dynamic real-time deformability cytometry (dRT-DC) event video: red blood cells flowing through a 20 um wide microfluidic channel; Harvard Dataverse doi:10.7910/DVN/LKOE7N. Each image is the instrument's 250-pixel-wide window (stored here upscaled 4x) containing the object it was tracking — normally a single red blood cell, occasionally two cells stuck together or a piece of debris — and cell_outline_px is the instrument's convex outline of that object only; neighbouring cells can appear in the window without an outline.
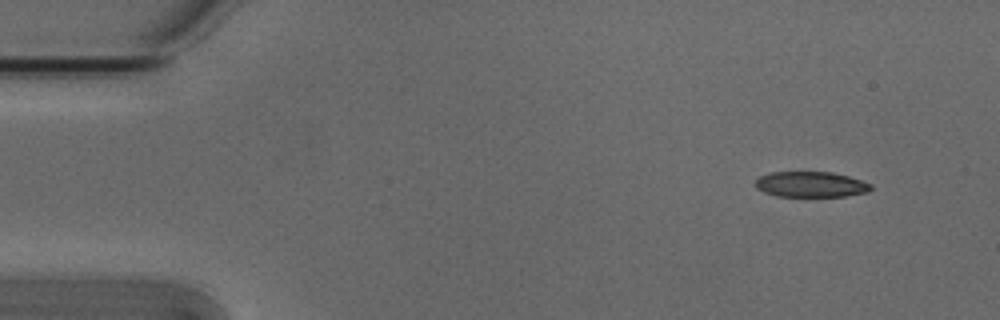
{"species": "Egyptian fruit bat (a non-hibernating species)", "species_latin": "Rousettus aegyptiacus", "temperature_condition": "cold", "stored_images_in_passage": 3, "camera_frame_rate_fps": 3000, "um_per_image_px": 0.085, "animal": {"sex": "male"}, "frame": {"image": 1, "passage_image": 1, "time_ms": 0.0, "image_size_px": [1000, 320], "cell_outline_px": [[872, 188], [868, 192], [844, 196], [776, 196], [764, 192], [756, 188], [756, 180], [760, 176], [772, 172], [832, 172], [848, 176], [872, 184]], "centroid_in_image_um": [68.92, 15.67], "position_along_channel_um": 16.1, "area_um2": 17.11}}